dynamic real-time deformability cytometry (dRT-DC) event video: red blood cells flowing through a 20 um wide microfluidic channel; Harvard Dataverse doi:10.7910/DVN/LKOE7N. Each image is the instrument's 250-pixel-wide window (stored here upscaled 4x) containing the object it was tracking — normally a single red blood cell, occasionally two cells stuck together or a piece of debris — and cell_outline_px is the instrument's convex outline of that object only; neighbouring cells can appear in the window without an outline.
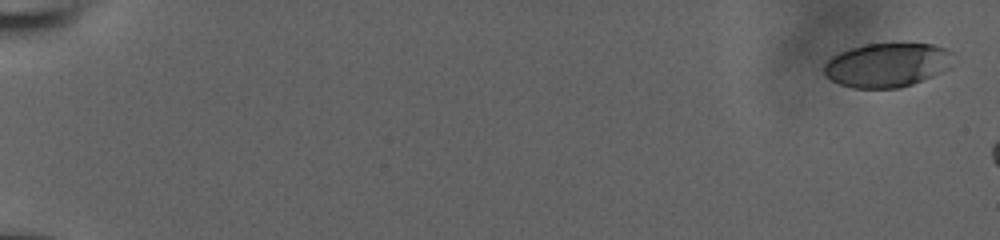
{"species": "human", "species_latin": "Homo sapiens", "temperature_condition": "room temperature", "stored_images_in_passage": 11, "camera_frame_rate_fps": 3000, "um_per_image_px": 0.085, "donor": {"sex": "male"}, "frame": {"image": 1, "passage_image": 1, "time_ms": 0.0, "image_size_px": [1000, 240], "cell_outline_px": [[952, 52], [948, 68], [932, 76], [912, 84], [900, 88], [852, 88], [840, 84], [832, 80], [824, 72], [824, 64], [832, 56], [840, 52], [864, 44], [932, 44], [944, 48]], "centroid_in_image_um": [75.37, 5.53], "position_along_channel_um": 9.6, "area_um2": 32.77}}